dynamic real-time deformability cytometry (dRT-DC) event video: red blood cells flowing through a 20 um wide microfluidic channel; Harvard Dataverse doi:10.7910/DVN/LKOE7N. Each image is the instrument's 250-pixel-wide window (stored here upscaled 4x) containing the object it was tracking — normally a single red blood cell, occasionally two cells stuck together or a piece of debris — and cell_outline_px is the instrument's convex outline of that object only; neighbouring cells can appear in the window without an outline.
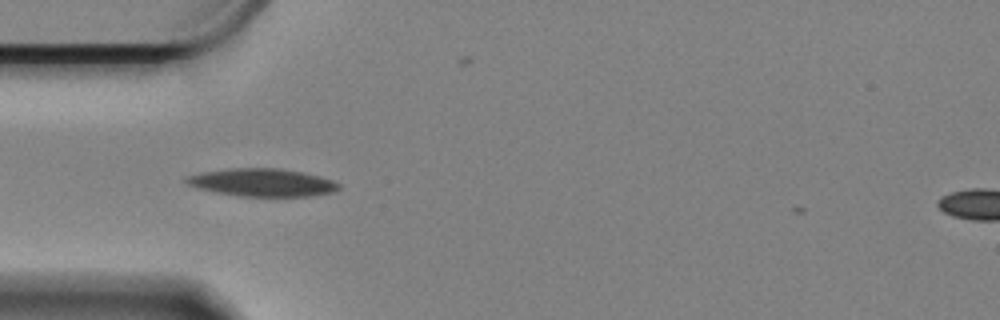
{"species": "Egyptian fruit bat (a non-hibernating species)", "species_latin": "Rousettus aegyptiacus", "temperature_condition": "cold", "stored_images_in_passage": 43, "camera_frame_rate_fps": 3000, "um_per_image_px": 0.085, "animal": {"sex": "female"}, "frame": {"image": 1, "passage_image": 4, "time_ms": 1.0, "image_size_px": [1000, 320], "cell_outline_px": [[340, 188], [332, 192], [312, 196], [240, 196], [216, 192], [200, 188], [188, 184], [184, 180], [188, 176], [204, 172], [232, 168], [280, 168], [304, 172], [332, 180], [340, 184]], "centroid_in_image_um": [22.34, 15.51], "position_along_channel_um": 62.7, "area_um2": 24.45}}